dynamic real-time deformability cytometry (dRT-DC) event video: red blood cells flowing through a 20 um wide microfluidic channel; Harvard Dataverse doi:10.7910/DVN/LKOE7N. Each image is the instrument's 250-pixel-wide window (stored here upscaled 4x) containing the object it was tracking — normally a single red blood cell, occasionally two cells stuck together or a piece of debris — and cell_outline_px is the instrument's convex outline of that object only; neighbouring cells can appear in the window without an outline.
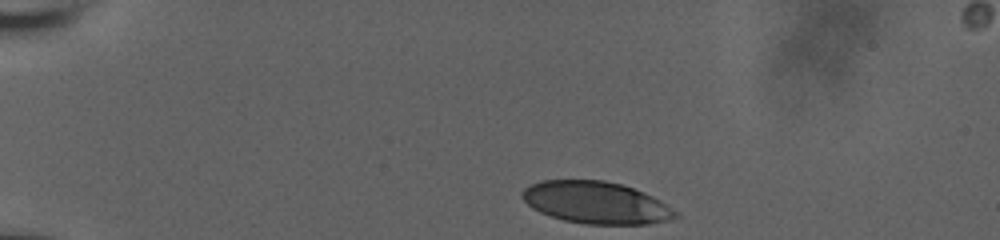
{"species": "human", "species_latin": "Homo sapiens", "temperature_condition": "room temperature", "stored_images_in_passage": 37, "camera_frame_rate_fps": 3000, "um_per_image_px": 0.085, "donor": {"sex": "male"}, "frame": {"image": 1, "passage_image": 1, "time_ms": 0.0, "image_size_px": [1000, 240], "cell_outline_px": [[680, 216], [668, 220], [648, 224], [584, 224], [564, 220], [540, 212], [532, 208], [520, 196], [520, 192], [524, 188], [540, 180], [604, 180], [620, 184], [644, 192], [660, 200], [680, 212]], "centroid_in_image_um": [50.68, 17.22], "position_along_channel_um": 34.3, "area_um2": 37.69}}
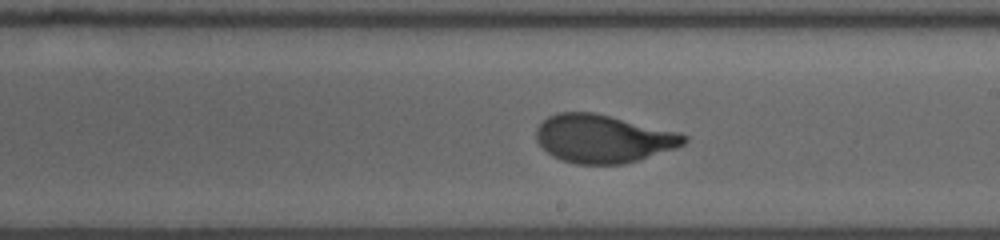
{"frame": {"image": 2, "passage_image": 23, "time_ms": 7.333, "image_size_px": [1000, 240], "cell_outline_px": [[688, 140], [684, 144], [676, 148], [640, 160], [624, 164], [576, 164], [560, 160], [552, 156], [536, 140], [536, 128], [548, 116], [556, 112], [596, 112], [680, 132], [688, 136]], "centroid_in_image_um": [51.29, 11.78], "position_along_channel_um": 237.7, "area_um2": 41.85}}
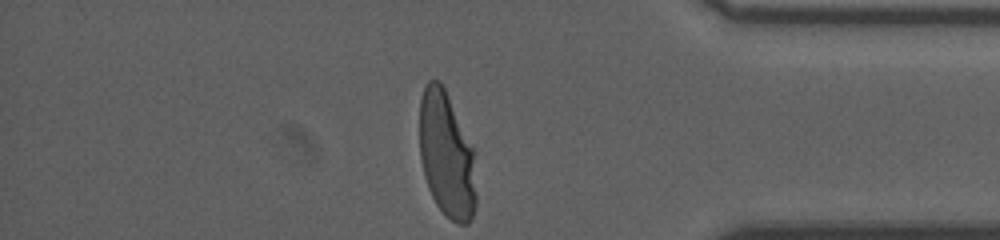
{"frame": {"image": 3, "passage_image": 37, "time_ms": 12.0, "image_size_px": [1000, 240], "cell_outline_px": [[476, 204], [472, 216], [468, 224], [460, 224], [452, 220], [436, 204], [428, 188], [424, 176], [420, 156], [420, 96], [424, 84], [428, 80], [440, 80], [444, 88], [472, 148], [476, 196]], "centroid_in_image_um": [37.93, 13.16], "position_along_channel_um": 397.3, "area_um2": 40.92}, "authors_computed_cell_mechanics": {"area_um2": 41.038, "velocity_mm_per_s": 3.8285, "shape_relaxation_time_tau1_ms": 4.1915, "shape_relaxation_time_tau2_ms": null, "deformation_change_tau1": 0.208, "deformation_change_tau2": null}}